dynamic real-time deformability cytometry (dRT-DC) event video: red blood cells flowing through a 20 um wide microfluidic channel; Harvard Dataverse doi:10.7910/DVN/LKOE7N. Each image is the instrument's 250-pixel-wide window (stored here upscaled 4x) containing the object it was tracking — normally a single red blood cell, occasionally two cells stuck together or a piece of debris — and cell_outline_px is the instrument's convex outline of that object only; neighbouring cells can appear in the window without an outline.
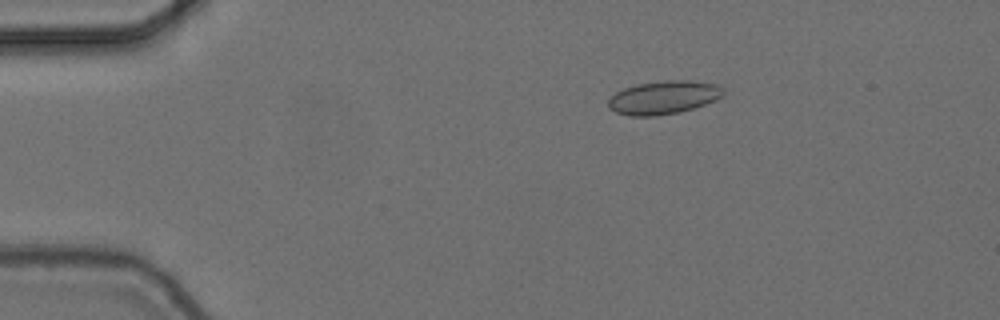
{"species": "common noctule bat (a hibernating species)", "species_latin": "Nyctalus noctula", "temperature_condition": "cold", "stored_images_in_passage": 6, "camera_frame_rate_fps": 3000, "um_per_image_px": 0.085, "animal": {"sex": "female", "body_mass_g": 24.6, "forearm_length_mm": 56.2}, "frame": {"image": 1, "passage_image": 3, "time_ms": 0.667, "image_size_px": [1000, 320], "cell_outline_px": [[724, 96], [716, 100], [680, 112], [656, 116], [628, 116], [616, 112], [608, 108], [608, 100], [616, 92], [624, 88], [636, 84], [668, 80], [688, 80], [716, 84], [724, 88]], "centroid_in_image_um": [56.4, 8.29], "position_along_channel_um": 28.6, "area_um2": 22.43}}